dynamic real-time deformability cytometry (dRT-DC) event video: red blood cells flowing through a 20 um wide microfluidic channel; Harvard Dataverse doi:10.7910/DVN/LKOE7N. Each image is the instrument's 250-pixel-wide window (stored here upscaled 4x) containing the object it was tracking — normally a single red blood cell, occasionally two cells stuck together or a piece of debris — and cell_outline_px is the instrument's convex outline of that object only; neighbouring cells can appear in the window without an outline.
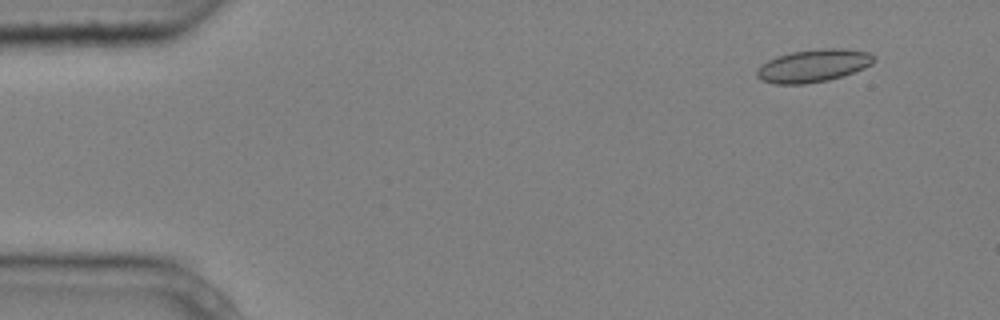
{"species": "common noctule bat (a hibernating species)", "species_latin": "Nyctalus noctula", "temperature_condition": "cold", "stored_images_in_passage": 6, "segment_of_instrument_passage": [1, 2], "camera_frame_rate_fps": 3000, "um_per_image_px": 0.085, "animal": {"sex": "male", "body_mass_g": 20.4}, "frame": {"image": 1, "passage_image": 2, "time_ms": 0.333, "image_size_px": [1000, 320], "cell_outline_px": [[876, 60], [872, 64], [864, 68], [828, 80], [804, 84], [776, 84], [760, 80], [756, 76], [756, 68], [760, 64], [776, 56], [792, 52], [820, 48], [844, 48], [868, 52]], "centroid_in_image_um": [69.08, 5.58], "position_along_channel_um": 15.9, "area_um2": 22.37}}
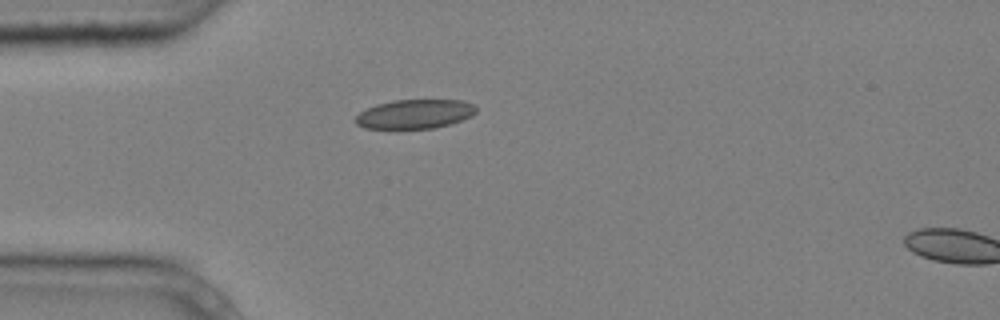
{"frame": {"image": 2, "passage_image": 5, "time_ms": 1.333, "image_size_px": [1000, 320], "cell_outline_px": [[476, 112], [472, 116], [448, 124], [432, 128], [396, 132], [364, 128], [356, 124], [352, 120], [360, 112], [376, 104], [396, 100], [460, 100], [472, 104], [476, 108]], "centroid_in_image_um": [35.15, 9.75], "position_along_channel_um": 49.9, "area_um2": 21.27}}